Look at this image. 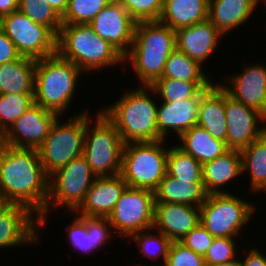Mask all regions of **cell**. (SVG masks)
<instances>
[{
  "mask_svg": "<svg viewBox=\"0 0 266 266\" xmlns=\"http://www.w3.org/2000/svg\"><path fill=\"white\" fill-rule=\"evenodd\" d=\"M167 174L178 180L203 183L202 164L181 150L176 143L172 147L169 146Z\"/></svg>",
  "mask_w": 266,
  "mask_h": 266,
  "instance_id": "d6a6232c",
  "label": "cell"
},
{
  "mask_svg": "<svg viewBox=\"0 0 266 266\" xmlns=\"http://www.w3.org/2000/svg\"><path fill=\"white\" fill-rule=\"evenodd\" d=\"M83 71L74 63L55 55L37 59L34 79V103L67 116L73 105ZM66 114V115H65Z\"/></svg>",
  "mask_w": 266,
  "mask_h": 266,
  "instance_id": "5b68a950",
  "label": "cell"
},
{
  "mask_svg": "<svg viewBox=\"0 0 266 266\" xmlns=\"http://www.w3.org/2000/svg\"><path fill=\"white\" fill-rule=\"evenodd\" d=\"M202 169L203 185L208 194L231 193L222 188L242 175L241 153L239 150L229 149L223 155L204 163Z\"/></svg>",
  "mask_w": 266,
  "mask_h": 266,
  "instance_id": "d4e9b609",
  "label": "cell"
},
{
  "mask_svg": "<svg viewBox=\"0 0 266 266\" xmlns=\"http://www.w3.org/2000/svg\"><path fill=\"white\" fill-rule=\"evenodd\" d=\"M208 193L203 183H190L166 174L154 191L155 203L187 204L200 208Z\"/></svg>",
  "mask_w": 266,
  "mask_h": 266,
  "instance_id": "484cf974",
  "label": "cell"
},
{
  "mask_svg": "<svg viewBox=\"0 0 266 266\" xmlns=\"http://www.w3.org/2000/svg\"><path fill=\"white\" fill-rule=\"evenodd\" d=\"M129 239L132 241L134 240L133 242L135 245L137 244L139 247V253L142 254V258L146 257L147 259H150L149 261L158 260L157 262H159V259L160 262L163 260L161 265L156 264V266H164L172 241L162 232L151 228L136 232L132 234Z\"/></svg>",
  "mask_w": 266,
  "mask_h": 266,
  "instance_id": "836d02e7",
  "label": "cell"
},
{
  "mask_svg": "<svg viewBox=\"0 0 266 266\" xmlns=\"http://www.w3.org/2000/svg\"><path fill=\"white\" fill-rule=\"evenodd\" d=\"M131 266H147V265H146V263H145V265H143V264L141 265V264L139 263L138 265H137V264H136V265L134 264V265H131ZM149 266H151V265L149 264ZM152 266H155V265L153 264Z\"/></svg>",
  "mask_w": 266,
  "mask_h": 266,
  "instance_id": "f907efd6",
  "label": "cell"
},
{
  "mask_svg": "<svg viewBox=\"0 0 266 266\" xmlns=\"http://www.w3.org/2000/svg\"><path fill=\"white\" fill-rule=\"evenodd\" d=\"M113 0H69L62 25L89 24L93 18Z\"/></svg>",
  "mask_w": 266,
  "mask_h": 266,
  "instance_id": "d590c367",
  "label": "cell"
},
{
  "mask_svg": "<svg viewBox=\"0 0 266 266\" xmlns=\"http://www.w3.org/2000/svg\"><path fill=\"white\" fill-rule=\"evenodd\" d=\"M239 238L218 237L214 238L206 255L204 256L206 266H213L216 264L236 260L239 256L237 247ZM237 242V243H236Z\"/></svg>",
  "mask_w": 266,
  "mask_h": 266,
  "instance_id": "74e56055",
  "label": "cell"
},
{
  "mask_svg": "<svg viewBox=\"0 0 266 266\" xmlns=\"http://www.w3.org/2000/svg\"><path fill=\"white\" fill-rule=\"evenodd\" d=\"M164 266H206L203 256L198 255L180 241H173Z\"/></svg>",
  "mask_w": 266,
  "mask_h": 266,
  "instance_id": "ab89813d",
  "label": "cell"
},
{
  "mask_svg": "<svg viewBox=\"0 0 266 266\" xmlns=\"http://www.w3.org/2000/svg\"><path fill=\"white\" fill-rule=\"evenodd\" d=\"M72 221L66 226L68 244L74 248L73 252L80 254H94L97 250L111 243V239L118 236L115 234L107 217L80 216L71 212ZM109 241V242H108Z\"/></svg>",
  "mask_w": 266,
  "mask_h": 266,
  "instance_id": "ac0fdd59",
  "label": "cell"
},
{
  "mask_svg": "<svg viewBox=\"0 0 266 266\" xmlns=\"http://www.w3.org/2000/svg\"><path fill=\"white\" fill-rule=\"evenodd\" d=\"M257 7L256 0H208V19L226 37L244 27Z\"/></svg>",
  "mask_w": 266,
  "mask_h": 266,
  "instance_id": "cb8c5ba5",
  "label": "cell"
},
{
  "mask_svg": "<svg viewBox=\"0 0 266 266\" xmlns=\"http://www.w3.org/2000/svg\"><path fill=\"white\" fill-rule=\"evenodd\" d=\"M92 117L86 122L83 156L96 177L118 175L124 142L100 110Z\"/></svg>",
  "mask_w": 266,
  "mask_h": 266,
  "instance_id": "ba28073f",
  "label": "cell"
},
{
  "mask_svg": "<svg viewBox=\"0 0 266 266\" xmlns=\"http://www.w3.org/2000/svg\"><path fill=\"white\" fill-rule=\"evenodd\" d=\"M19 0H0V18L18 10Z\"/></svg>",
  "mask_w": 266,
  "mask_h": 266,
  "instance_id": "ee69618b",
  "label": "cell"
},
{
  "mask_svg": "<svg viewBox=\"0 0 266 266\" xmlns=\"http://www.w3.org/2000/svg\"><path fill=\"white\" fill-rule=\"evenodd\" d=\"M95 178L83 155L72 159L67 165L52 173L49 176L45 218L40 222V232L48 223V215L53 209L57 211L58 208L61 210L65 206L69 213L75 212L83 203Z\"/></svg>",
  "mask_w": 266,
  "mask_h": 266,
  "instance_id": "30bf717a",
  "label": "cell"
},
{
  "mask_svg": "<svg viewBox=\"0 0 266 266\" xmlns=\"http://www.w3.org/2000/svg\"><path fill=\"white\" fill-rule=\"evenodd\" d=\"M49 193L46 174L37 149L0 145V200L30 209L41 222Z\"/></svg>",
  "mask_w": 266,
  "mask_h": 266,
  "instance_id": "6da1fadb",
  "label": "cell"
},
{
  "mask_svg": "<svg viewBox=\"0 0 266 266\" xmlns=\"http://www.w3.org/2000/svg\"><path fill=\"white\" fill-rule=\"evenodd\" d=\"M41 236L39 218L30 209L20 204L0 205V249L38 246Z\"/></svg>",
  "mask_w": 266,
  "mask_h": 266,
  "instance_id": "4fadbf2b",
  "label": "cell"
},
{
  "mask_svg": "<svg viewBox=\"0 0 266 266\" xmlns=\"http://www.w3.org/2000/svg\"><path fill=\"white\" fill-rule=\"evenodd\" d=\"M166 143L168 142L163 139L124 144L120 176L128 187L153 192L158 188L167 174L169 145Z\"/></svg>",
  "mask_w": 266,
  "mask_h": 266,
  "instance_id": "52a82bcc",
  "label": "cell"
},
{
  "mask_svg": "<svg viewBox=\"0 0 266 266\" xmlns=\"http://www.w3.org/2000/svg\"><path fill=\"white\" fill-rule=\"evenodd\" d=\"M127 187L120 174L96 177L75 213L80 216L108 218Z\"/></svg>",
  "mask_w": 266,
  "mask_h": 266,
  "instance_id": "7402d4cb",
  "label": "cell"
},
{
  "mask_svg": "<svg viewBox=\"0 0 266 266\" xmlns=\"http://www.w3.org/2000/svg\"><path fill=\"white\" fill-rule=\"evenodd\" d=\"M0 28L21 56L37 60L56 54L57 36L48 27L33 22L19 10L1 17Z\"/></svg>",
  "mask_w": 266,
  "mask_h": 266,
  "instance_id": "8fae6325",
  "label": "cell"
},
{
  "mask_svg": "<svg viewBox=\"0 0 266 266\" xmlns=\"http://www.w3.org/2000/svg\"><path fill=\"white\" fill-rule=\"evenodd\" d=\"M201 99L202 90L196 96L180 102L159 101L156 118L158 134L165 140L169 138V134L173 133L175 135L171 136L178 138L182 133L197 125Z\"/></svg>",
  "mask_w": 266,
  "mask_h": 266,
  "instance_id": "44dd1931",
  "label": "cell"
},
{
  "mask_svg": "<svg viewBox=\"0 0 266 266\" xmlns=\"http://www.w3.org/2000/svg\"><path fill=\"white\" fill-rule=\"evenodd\" d=\"M136 23L125 8L117 0H113L89 25L96 34L110 42L125 56L133 43Z\"/></svg>",
  "mask_w": 266,
  "mask_h": 266,
  "instance_id": "e0dca14e",
  "label": "cell"
},
{
  "mask_svg": "<svg viewBox=\"0 0 266 266\" xmlns=\"http://www.w3.org/2000/svg\"><path fill=\"white\" fill-rule=\"evenodd\" d=\"M176 48L175 31L160 21L137 22L130 51L124 62L131 65L139 86H150L163 74L164 65Z\"/></svg>",
  "mask_w": 266,
  "mask_h": 266,
  "instance_id": "3957f363",
  "label": "cell"
},
{
  "mask_svg": "<svg viewBox=\"0 0 266 266\" xmlns=\"http://www.w3.org/2000/svg\"><path fill=\"white\" fill-rule=\"evenodd\" d=\"M4 133H5V131L0 127V145L2 144Z\"/></svg>",
  "mask_w": 266,
  "mask_h": 266,
  "instance_id": "c3c4849f",
  "label": "cell"
},
{
  "mask_svg": "<svg viewBox=\"0 0 266 266\" xmlns=\"http://www.w3.org/2000/svg\"><path fill=\"white\" fill-rule=\"evenodd\" d=\"M254 246L256 245H253L249 251L244 249L245 247L240 249L243 250L241 252H244L241 255L244 258L239 256L240 266H266V253Z\"/></svg>",
  "mask_w": 266,
  "mask_h": 266,
  "instance_id": "7bdbcfd3",
  "label": "cell"
},
{
  "mask_svg": "<svg viewBox=\"0 0 266 266\" xmlns=\"http://www.w3.org/2000/svg\"><path fill=\"white\" fill-rule=\"evenodd\" d=\"M36 60L21 56L0 65V94H34Z\"/></svg>",
  "mask_w": 266,
  "mask_h": 266,
  "instance_id": "83f0119b",
  "label": "cell"
},
{
  "mask_svg": "<svg viewBox=\"0 0 266 266\" xmlns=\"http://www.w3.org/2000/svg\"><path fill=\"white\" fill-rule=\"evenodd\" d=\"M262 192L266 193V182L262 185V187L255 194L257 195V193H259L258 195H260Z\"/></svg>",
  "mask_w": 266,
  "mask_h": 266,
  "instance_id": "7dc6e473",
  "label": "cell"
},
{
  "mask_svg": "<svg viewBox=\"0 0 266 266\" xmlns=\"http://www.w3.org/2000/svg\"><path fill=\"white\" fill-rule=\"evenodd\" d=\"M214 82H189L173 78H158L149 87L155 92L158 101L180 102L196 96L202 89L209 88ZM162 99V100H160Z\"/></svg>",
  "mask_w": 266,
  "mask_h": 266,
  "instance_id": "1f68e13d",
  "label": "cell"
},
{
  "mask_svg": "<svg viewBox=\"0 0 266 266\" xmlns=\"http://www.w3.org/2000/svg\"><path fill=\"white\" fill-rule=\"evenodd\" d=\"M246 200L232 192L208 194L200 207L201 224L214 238H240L257 210L255 203Z\"/></svg>",
  "mask_w": 266,
  "mask_h": 266,
  "instance_id": "9c48e42d",
  "label": "cell"
},
{
  "mask_svg": "<svg viewBox=\"0 0 266 266\" xmlns=\"http://www.w3.org/2000/svg\"><path fill=\"white\" fill-rule=\"evenodd\" d=\"M176 145L202 165L214 160L229 150L225 142L213 138L206 129L198 125L182 133L178 137V143Z\"/></svg>",
  "mask_w": 266,
  "mask_h": 266,
  "instance_id": "f1b7e54d",
  "label": "cell"
},
{
  "mask_svg": "<svg viewBox=\"0 0 266 266\" xmlns=\"http://www.w3.org/2000/svg\"><path fill=\"white\" fill-rule=\"evenodd\" d=\"M49 5L60 15L62 16L66 10L69 0H45Z\"/></svg>",
  "mask_w": 266,
  "mask_h": 266,
  "instance_id": "f6af8a7d",
  "label": "cell"
},
{
  "mask_svg": "<svg viewBox=\"0 0 266 266\" xmlns=\"http://www.w3.org/2000/svg\"><path fill=\"white\" fill-rule=\"evenodd\" d=\"M219 82H214L209 88L202 89L197 125L206 129L213 138L226 143L225 90Z\"/></svg>",
  "mask_w": 266,
  "mask_h": 266,
  "instance_id": "603a6c76",
  "label": "cell"
},
{
  "mask_svg": "<svg viewBox=\"0 0 266 266\" xmlns=\"http://www.w3.org/2000/svg\"><path fill=\"white\" fill-rule=\"evenodd\" d=\"M20 57L14 43L0 28V65L15 61Z\"/></svg>",
  "mask_w": 266,
  "mask_h": 266,
  "instance_id": "b9f144b4",
  "label": "cell"
},
{
  "mask_svg": "<svg viewBox=\"0 0 266 266\" xmlns=\"http://www.w3.org/2000/svg\"><path fill=\"white\" fill-rule=\"evenodd\" d=\"M155 95L149 86L129 88L119 100L98 110L116 127L124 144L160 141Z\"/></svg>",
  "mask_w": 266,
  "mask_h": 266,
  "instance_id": "7a4b0ae2",
  "label": "cell"
},
{
  "mask_svg": "<svg viewBox=\"0 0 266 266\" xmlns=\"http://www.w3.org/2000/svg\"><path fill=\"white\" fill-rule=\"evenodd\" d=\"M213 266H240L239 258H237L236 260H232V261H229V262L216 264V265H213Z\"/></svg>",
  "mask_w": 266,
  "mask_h": 266,
  "instance_id": "bcb514c9",
  "label": "cell"
},
{
  "mask_svg": "<svg viewBox=\"0 0 266 266\" xmlns=\"http://www.w3.org/2000/svg\"><path fill=\"white\" fill-rule=\"evenodd\" d=\"M222 33L207 18L189 27L175 30L176 48L201 66L222 41Z\"/></svg>",
  "mask_w": 266,
  "mask_h": 266,
  "instance_id": "d6986e66",
  "label": "cell"
},
{
  "mask_svg": "<svg viewBox=\"0 0 266 266\" xmlns=\"http://www.w3.org/2000/svg\"><path fill=\"white\" fill-rule=\"evenodd\" d=\"M208 18V0H164L158 19L174 31Z\"/></svg>",
  "mask_w": 266,
  "mask_h": 266,
  "instance_id": "4316f807",
  "label": "cell"
},
{
  "mask_svg": "<svg viewBox=\"0 0 266 266\" xmlns=\"http://www.w3.org/2000/svg\"><path fill=\"white\" fill-rule=\"evenodd\" d=\"M58 115L34 103L4 133L2 144L37 149L46 139Z\"/></svg>",
  "mask_w": 266,
  "mask_h": 266,
  "instance_id": "9a60e30c",
  "label": "cell"
},
{
  "mask_svg": "<svg viewBox=\"0 0 266 266\" xmlns=\"http://www.w3.org/2000/svg\"><path fill=\"white\" fill-rule=\"evenodd\" d=\"M56 53L84 73L125 65L124 55L96 34L89 24L62 25L56 40Z\"/></svg>",
  "mask_w": 266,
  "mask_h": 266,
  "instance_id": "277c9868",
  "label": "cell"
},
{
  "mask_svg": "<svg viewBox=\"0 0 266 266\" xmlns=\"http://www.w3.org/2000/svg\"><path fill=\"white\" fill-rule=\"evenodd\" d=\"M262 1H263L262 3L263 4L265 3L264 5H266V0H262ZM256 2H257V6L259 5V3L261 4V0H256Z\"/></svg>",
  "mask_w": 266,
  "mask_h": 266,
  "instance_id": "681fc988",
  "label": "cell"
},
{
  "mask_svg": "<svg viewBox=\"0 0 266 266\" xmlns=\"http://www.w3.org/2000/svg\"><path fill=\"white\" fill-rule=\"evenodd\" d=\"M154 192L127 187L108 216L118 238L153 228Z\"/></svg>",
  "mask_w": 266,
  "mask_h": 266,
  "instance_id": "7c38bea8",
  "label": "cell"
},
{
  "mask_svg": "<svg viewBox=\"0 0 266 266\" xmlns=\"http://www.w3.org/2000/svg\"><path fill=\"white\" fill-rule=\"evenodd\" d=\"M18 10L33 22L45 25L56 36L62 26L61 16L45 0H19Z\"/></svg>",
  "mask_w": 266,
  "mask_h": 266,
  "instance_id": "e575fe53",
  "label": "cell"
},
{
  "mask_svg": "<svg viewBox=\"0 0 266 266\" xmlns=\"http://www.w3.org/2000/svg\"><path fill=\"white\" fill-rule=\"evenodd\" d=\"M214 237L200 223L192 229L180 242L198 255L205 256Z\"/></svg>",
  "mask_w": 266,
  "mask_h": 266,
  "instance_id": "60d3db41",
  "label": "cell"
},
{
  "mask_svg": "<svg viewBox=\"0 0 266 266\" xmlns=\"http://www.w3.org/2000/svg\"><path fill=\"white\" fill-rule=\"evenodd\" d=\"M242 157V175L248 172L251 194L266 182V132L249 146L240 151Z\"/></svg>",
  "mask_w": 266,
  "mask_h": 266,
  "instance_id": "f546056e",
  "label": "cell"
},
{
  "mask_svg": "<svg viewBox=\"0 0 266 266\" xmlns=\"http://www.w3.org/2000/svg\"><path fill=\"white\" fill-rule=\"evenodd\" d=\"M201 223L200 208L187 204L154 203L153 229L172 242L181 241Z\"/></svg>",
  "mask_w": 266,
  "mask_h": 266,
  "instance_id": "ffe728a7",
  "label": "cell"
},
{
  "mask_svg": "<svg viewBox=\"0 0 266 266\" xmlns=\"http://www.w3.org/2000/svg\"><path fill=\"white\" fill-rule=\"evenodd\" d=\"M82 111L81 113L76 111L66 120L63 119L64 116H58L48 136L37 148L48 176L67 165L72 159L83 155L86 122L95 113H90L88 109Z\"/></svg>",
  "mask_w": 266,
  "mask_h": 266,
  "instance_id": "8992f818",
  "label": "cell"
},
{
  "mask_svg": "<svg viewBox=\"0 0 266 266\" xmlns=\"http://www.w3.org/2000/svg\"><path fill=\"white\" fill-rule=\"evenodd\" d=\"M136 22L157 21L164 0H117Z\"/></svg>",
  "mask_w": 266,
  "mask_h": 266,
  "instance_id": "f35d334b",
  "label": "cell"
},
{
  "mask_svg": "<svg viewBox=\"0 0 266 266\" xmlns=\"http://www.w3.org/2000/svg\"><path fill=\"white\" fill-rule=\"evenodd\" d=\"M34 94H0V127L6 131L34 104Z\"/></svg>",
  "mask_w": 266,
  "mask_h": 266,
  "instance_id": "8d00e7d4",
  "label": "cell"
},
{
  "mask_svg": "<svg viewBox=\"0 0 266 266\" xmlns=\"http://www.w3.org/2000/svg\"><path fill=\"white\" fill-rule=\"evenodd\" d=\"M244 66L242 72L237 71L231 77H226L228 83L220 82L219 85L233 99L255 109L266 118V63H245Z\"/></svg>",
  "mask_w": 266,
  "mask_h": 266,
  "instance_id": "2e32d148",
  "label": "cell"
},
{
  "mask_svg": "<svg viewBox=\"0 0 266 266\" xmlns=\"http://www.w3.org/2000/svg\"><path fill=\"white\" fill-rule=\"evenodd\" d=\"M227 123L226 145L231 150H243L266 132V118L225 91Z\"/></svg>",
  "mask_w": 266,
  "mask_h": 266,
  "instance_id": "5bb4252c",
  "label": "cell"
},
{
  "mask_svg": "<svg viewBox=\"0 0 266 266\" xmlns=\"http://www.w3.org/2000/svg\"><path fill=\"white\" fill-rule=\"evenodd\" d=\"M205 67L189 58L184 52L175 48L164 65L160 78H173L189 82H214L211 73Z\"/></svg>",
  "mask_w": 266,
  "mask_h": 266,
  "instance_id": "4dcf8cb0",
  "label": "cell"
}]
</instances>
